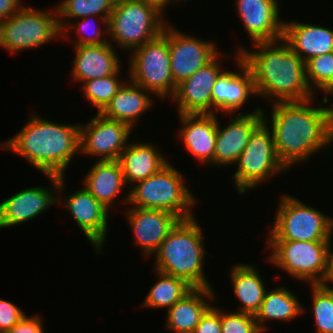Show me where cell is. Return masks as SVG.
I'll return each mask as SVG.
<instances>
[{
  "label": "cell",
  "mask_w": 333,
  "mask_h": 333,
  "mask_svg": "<svg viewBox=\"0 0 333 333\" xmlns=\"http://www.w3.org/2000/svg\"><path fill=\"white\" fill-rule=\"evenodd\" d=\"M312 101L276 102L271 106L275 149L288 170L333 142V103L314 107Z\"/></svg>",
  "instance_id": "1"
},
{
  "label": "cell",
  "mask_w": 333,
  "mask_h": 333,
  "mask_svg": "<svg viewBox=\"0 0 333 333\" xmlns=\"http://www.w3.org/2000/svg\"><path fill=\"white\" fill-rule=\"evenodd\" d=\"M253 44L257 51L241 46L237 53L252 72L257 96L268 97L272 103L314 99L306 79L305 62L283 38Z\"/></svg>",
  "instance_id": "2"
},
{
  "label": "cell",
  "mask_w": 333,
  "mask_h": 333,
  "mask_svg": "<svg viewBox=\"0 0 333 333\" xmlns=\"http://www.w3.org/2000/svg\"><path fill=\"white\" fill-rule=\"evenodd\" d=\"M25 126L2 144L45 175L65 176L71 159L80 152L79 124H59L31 115Z\"/></svg>",
  "instance_id": "3"
},
{
  "label": "cell",
  "mask_w": 333,
  "mask_h": 333,
  "mask_svg": "<svg viewBox=\"0 0 333 333\" xmlns=\"http://www.w3.org/2000/svg\"><path fill=\"white\" fill-rule=\"evenodd\" d=\"M199 225L195 217L179 220L154 253V269L181 278L193 288H212L202 268L206 250Z\"/></svg>",
  "instance_id": "4"
},
{
  "label": "cell",
  "mask_w": 333,
  "mask_h": 333,
  "mask_svg": "<svg viewBox=\"0 0 333 333\" xmlns=\"http://www.w3.org/2000/svg\"><path fill=\"white\" fill-rule=\"evenodd\" d=\"M184 179V175L168 162L157 173L135 183L123 201L132 207L168 211L180 220L194 217L191 210L197 200Z\"/></svg>",
  "instance_id": "5"
},
{
  "label": "cell",
  "mask_w": 333,
  "mask_h": 333,
  "mask_svg": "<svg viewBox=\"0 0 333 333\" xmlns=\"http://www.w3.org/2000/svg\"><path fill=\"white\" fill-rule=\"evenodd\" d=\"M163 13L141 0H116L108 20V33L116 47L134 50L163 33Z\"/></svg>",
  "instance_id": "6"
},
{
  "label": "cell",
  "mask_w": 333,
  "mask_h": 333,
  "mask_svg": "<svg viewBox=\"0 0 333 333\" xmlns=\"http://www.w3.org/2000/svg\"><path fill=\"white\" fill-rule=\"evenodd\" d=\"M130 52L128 78L154 96L172 98L177 85L170 68L168 24L158 37Z\"/></svg>",
  "instance_id": "7"
},
{
  "label": "cell",
  "mask_w": 333,
  "mask_h": 333,
  "mask_svg": "<svg viewBox=\"0 0 333 333\" xmlns=\"http://www.w3.org/2000/svg\"><path fill=\"white\" fill-rule=\"evenodd\" d=\"M269 241H329L333 218L299 199L282 195Z\"/></svg>",
  "instance_id": "8"
},
{
  "label": "cell",
  "mask_w": 333,
  "mask_h": 333,
  "mask_svg": "<svg viewBox=\"0 0 333 333\" xmlns=\"http://www.w3.org/2000/svg\"><path fill=\"white\" fill-rule=\"evenodd\" d=\"M267 116L253 131L248 144L236 162L237 171L232 179L237 191L244 194L247 190L256 188L259 183H265L271 176L287 172L277 156L271 128L267 125ZM271 130V131H270Z\"/></svg>",
  "instance_id": "9"
},
{
  "label": "cell",
  "mask_w": 333,
  "mask_h": 333,
  "mask_svg": "<svg viewBox=\"0 0 333 333\" xmlns=\"http://www.w3.org/2000/svg\"><path fill=\"white\" fill-rule=\"evenodd\" d=\"M61 34L56 6L50 12L24 5L0 22V46L10 53L43 46Z\"/></svg>",
  "instance_id": "10"
},
{
  "label": "cell",
  "mask_w": 333,
  "mask_h": 333,
  "mask_svg": "<svg viewBox=\"0 0 333 333\" xmlns=\"http://www.w3.org/2000/svg\"><path fill=\"white\" fill-rule=\"evenodd\" d=\"M268 260L294 279L321 284L326 269L329 241H267Z\"/></svg>",
  "instance_id": "11"
},
{
  "label": "cell",
  "mask_w": 333,
  "mask_h": 333,
  "mask_svg": "<svg viewBox=\"0 0 333 333\" xmlns=\"http://www.w3.org/2000/svg\"><path fill=\"white\" fill-rule=\"evenodd\" d=\"M80 128V152L90 157L99 156L100 161L119 160L128 145L132 129L128 124L104 117L96 113L88 123Z\"/></svg>",
  "instance_id": "12"
},
{
  "label": "cell",
  "mask_w": 333,
  "mask_h": 333,
  "mask_svg": "<svg viewBox=\"0 0 333 333\" xmlns=\"http://www.w3.org/2000/svg\"><path fill=\"white\" fill-rule=\"evenodd\" d=\"M45 176L51 180L53 191L48 187H30L15 193L0 203V229L34 219L51 205L58 203V196L55 194H63V190L66 191L63 189L65 176Z\"/></svg>",
  "instance_id": "13"
},
{
  "label": "cell",
  "mask_w": 333,
  "mask_h": 333,
  "mask_svg": "<svg viewBox=\"0 0 333 333\" xmlns=\"http://www.w3.org/2000/svg\"><path fill=\"white\" fill-rule=\"evenodd\" d=\"M170 68L176 85L211 62L220 52L211 41L201 40L168 25Z\"/></svg>",
  "instance_id": "14"
},
{
  "label": "cell",
  "mask_w": 333,
  "mask_h": 333,
  "mask_svg": "<svg viewBox=\"0 0 333 333\" xmlns=\"http://www.w3.org/2000/svg\"><path fill=\"white\" fill-rule=\"evenodd\" d=\"M219 57L221 53L177 85L171 99L176 102L178 114H212L213 86L223 71Z\"/></svg>",
  "instance_id": "15"
},
{
  "label": "cell",
  "mask_w": 333,
  "mask_h": 333,
  "mask_svg": "<svg viewBox=\"0 0 333 333\" xmlns=\"http://www.w3.org/2000/svg\"><path fill=\"white\" fill-rule=\"evenodd\" d=\"M264 114V110L260 108L250 113L230 114L234 115V119L222 129L218 121L213 165H236L253 131L264 121Z\"/></svg>",
  "instance_id": "16"
},
{
  "label": "cell",
  "mask_w": 333,
  "mask_h": 333,
  "mask_svg": "<svg viewBox=\"0 0 333 333\" xmlns=\"http://www.w3.org/2000/svg\"><path fill=\"white\" fill-rule=\"evenodd\" d=\"M58 202L66 205L73 219L84 233L87 240L95 246V253H100L104 247L108 231V212L85 187L75 191L73 194Z\"/></svg>",
  "instance_id": "17"
},
{
  "label": "cell",
  "mask_w": 333,
  "mask_h": 333,
  "mask_svg": "<svg viewBox=\"0 0 333 333\" xmlns=\"http://www.w3.org/2000/svg\"><path fill=\"white\" fill-rule=\"evenodd\" d=\"M236 12L252 43L283 38L284 21L279 19L278 0H237Z\"/></svg>",
  "instance_id": "18"
},
{
  "label": "cell",
  "mask_w": 333,
  "mask_h": 333,
  "mask_svg": "<svg viewBox=\"0 0 333 333\" xmlns=\"http://www.w3.org/2000/svg\"><path fill=\"white\" fill-rule=\"evenodd\" d=\"M236 57L233 58L241 70L239 72L222 71L213 86L212 114H216L218 111L234 114L235 110H239L247 103L250 95H257L252 72L239 53Z\"/></svg>",
  "instance_id": "19"
},
{
  "label": "cell",
  "mask_w": 333,
  "mask_h": 333,
  "mask_svg": "<svg viewBox=\"0 0 333 333\" xmlns=\"http://www.w3.org/2000/svg\"><path fill=\"white\" fill-rule=\"evenodd\" d=\"M127 220L145 256L154 254L171 229L180 220L176 215L159 209L129 208L125 211Z\"/></svg>",
  "instance_id": "20"
},
{
  "label": "cell",
  "mask_w": 333,
  "mask_h": 333,
  "mask_svg": "<svg viewBox=\"0 0 333 333\" xmlns=\"http://www.w3.org/2000/svg\"><path fill=\"white\" fill-rule=\"evenodd\" d=\"M178 133L185 148L200 163L213 164L218 117L216 114H179Z\"/></svg>",
  "instance_id": "21"
},
{
  "label": "cell",
  "mask_w": 333,
  "mask_h": 333,
  "mask_svg": "<svg viewBox=\"0 0 333 333\" xmlns=\"http://www.w3.org/2000/svg\"><path fill=\"white\" fill-rule=\"evenodd\" d=\"M75 57L71 76L81 83L107 77L120 70L121 63L113 44L74 46Z\"/></svg>",
  "instance_id": "22"
},
{
  "label": "cell",
  "mask_w": 333,
  "mask_h": 333,
  "mask_svg": "<svg viewBox=\"0 0 333 333\" xmlns=\"http://www.w3.org/2000/svg\"><path fill=\"white\" fill-rule=\"evenodd\" d=\"M283 39L304 62L333 52V30L324 26L296 21L284 22Z\"/></svg>",
  "instance_id": "23"
},
{
  "label": "cell",
  "mask_w": 333,
  "mask_h": 333,
  "mask_svg": "<svg viewBox=\"0 0 333 333\" xmlns=\"http://www.w3.org/2000/svg\"><path fill=\"white\" fill-rule=\"evenodd\" d=\"M214 299L212 288H192L167 310L165 325L172 333H192Z\"/></svg>",
  "instance_id": "24"
},
{
  "label": "cell",
  "mask_w": 333,
  "mask_h": 333,
  "mask_svg": "<svg viewBox=\"0 0 333 333\" xmlns=\"http://www.w3.org/2000/svg\"><path fill=\"white\" fill-rule=\"evenodd\" d=\"M146 92L149 93L128 78L101 114L108 119L128 124L133 129L139 116L153 105L154 99Z\"/></svg>",
  "instance_id": "25"
},
{
  "label": "cell",
  "mask_w": 333,
  "mask_h": 333,
  "mask_svg": "<svg viewBox=\"0 0 333 333\" xmlns=\"http://www.w3.org/2000/svg\"><path fill=\"white\" fill-rule=\"evenodd\" d=\"M125 183L135 184L163 168L168 160L150 142L129 143L119 158Z\"/></svg>",
  "instance_id": "26"
},
{
  "label": "cell",
  "mask_w": 333,
  "mask_h": 333,
  "mask_svg": "<svg viewBox=\"0 0 333 333\" xmlns=\"http://www.w3.org/2000/svg\"><path fill=\"white\" fill-rule=\"evenodd\" d=\"M84 187L107 209L126 187L119 160L96 161L83 181Z\"/></svg>",
  "instance_id": "27"
},
{
  "label": "cell",
  "mask_w": 333,
  "mask_h": 333,
  "mask_svg": "<svg viewBox=\"0 0 333 333\" xmlns=\"http://www.w3.org/2000/svg\"><path fill=\"white\" fill-rule=\"evenodd\" d=\"M256 269L253 265L237 263L230 272L233 291L241 301L240 310L237 312L254 316L259 311L266 292L264 282Z\"/></svg>",
  "instance_id": "28"
},
{
  "label": "cell",
  "mask_w": 333,
  "mask_h": 333,
  "mask_svg": "<svg viewBox=\"0 0 333 333\" xmlns=\"http://www.w3.org/2000/svg\"><path fill=\"white\" fill-rule=\"evenodd\" d=\"M303 305L294 293L286 287H277L265 292L264 300L255 320L262 332L267 330V320L291 321L304 313Z\"/></svg>",
  "instance_id": "29"
},
{
  "label": "cell",
  "mask_w": 333,
  "mask_h": 333,
  "mask_svg": "<svg viewBox=\"0 0 333 333\" xmlns=\"http://www.w3.org/2000/svg\"><path fill=\"white\" fill-rule=\"evenodd\" d=\"M115 2L116 0H62L56 7L59 27L62 30L72 18L77 20V18L96 16L102 20L104 26L106 25L105 32L108 33V20Z\"/></svg>",
  "instance_id": "30"
},
{
  "label": "cell",
  "mask_w": 333,
  "mask_h": 333,
  "mask_svg": "<svg viewBox=\"0 0 333 333\" xmlns=\"http://www.w3.org/2000/svg\"><path fill=\"white\" fill-rule=\"evenodd\" d=\"M155 272L158 275V281L148 291L143 306L153 309L164 307L168 310L193 288L181 278L159 271Z\"/></svg>",
  "instance_id": "31"
},
{
  "label": "cell",
  "mask_w": 333,
  "mask_h": 333,
  "mask_svg": "<svg viewBox=\"0 0 333 333\" xmlns=\"http://www.w3.org/2000/svg\"><path fill=\"white\" fill-rule=\"evenodd\" d=\"M306 79L315 93L323 91V104L329 102L328 95H333V52L315 56L305 62Z\"/></svg>",
  "instance_id": "32"
},
{
  "label": "cell",
  "mask_w": 333,
  "mask_h": 333,
  "mask_svg": "<svg viewBox=\"0 0 333 333\" xmlns=\"http://www.w3.org/2000/svg\"><path fill=\"white\" fill-rule=\"evenodd\" d=\"M120 72L121 71L119 70L113 75L96 78L82 83V91L84 95H86V99L90 101L91 105L98 109L97 113H101L105 109L120 87L124 84V82H121V80L118 79Z\"/></svg>",
  "instance_id": "33"
},
{
  "label": "cell",
  "mask_w": 333,
  "mask_h": 333,
  "mask_svg": "<svg viewBox=\"0 0 333 333\" xmlns=\"http://www.w3.org/2000/svg\"><path fill=\"white\" fill-rule=\"evenodd\" d=\"M312 286V308L316 333H333V287L322 284Z\"/></svg>",
  "instance_id": "34"
},
{
  "label": "cell",
  "mask_w": 333,
  "mask_h": 333,
  "mask_svg": "<svg viewBox=\"0 0 333 333\" xmlns=\"http://www.w3.org/2000/svg\"><path fill=\"white\" fill-rule=\"evenodd\" d=\"M221 333H263L255 316L242 312L221 310Z\"/></svg>",
  "instance_id": "35"
},
{
  "label": "cell",
  "mask_w": 333,
  "mask_h": 333,
  "mask_svg": "<svg viewBox=\"0 0 333 333\" xmlns=\"http://www.w3.org/2000/svg\"><path fill=\"white\" fill-rule=\"evenodd\" d=\"M90 18H91V20H90ZM82 19V20H81ZM79 20V21H78ZM92 20H93V17L92 16H87V17H84V18H80V19H77V21H74L73 23H72V21L71 22H69L62 30H61V33H63V34H61V35H64L65 36V39H67L68 40V38H71V37H69L68 35H66V34H68V30L69 29H73V30H75L76 31V34L78 33V35L80 34V36H79V38H77L76 40H75V43H74V46H82V45H99V44H106V43H108L109 41L107 40V39H102V37L104 36L103 35V31H104V29L103 30H101V29H99V27L98 28H96V30L95 29H93L94 27H93V25L94 24H91V22H92ZM92 23H94V21L92 22ZM91 25V26H90ZM89 26V27H88ZM87 28H89L90 30L91 29H93V31L94 32H92L91 34L90 33H88V35L86 34V33H84L85 31L86 32H88L86 29ZM92 31V30H91ZM84 34H86L85 36H84ZM66 36L68 37V38H66ZM101 37V38H100Z\"/></svg>",
  "instance_id": "36"
},
{
  "label": "cell",
  "mask_w": 333,
  "mask_h": 333,
  "mask_svg": "<svg viewBox=\"0 0 333 333\" xmlns=\"http://www.w3.org/2000/svg\"><path fill=\"white\" fill-rule=\"evenodd\" d=\"M24 316V312L17 305L0 299V333L13 328Z\"/></svg>",
  "instance_id": "37"
},
{
  "label": "cell",
  "mask_w": 333,
  "mask_h": 333,
  "mask_svg": "<svg viewBox=\"0 0 333 333\" xmlns=\"http://www.w3.org/2000/svg\"><path fill=\"white\" fill-rule=\"evenodd\" d=\"M192 333H221V310L211 306Z\"/></svg>",
  "instance_id": "38"
},
{
  "label": "cell",
  "mask_w": 333,
  "mask_h": 333,
  "mask_svg": "<svg viewBox=\"0 0 333 333\" xmlns=\"http://www.w3.org/2000/svg\"><path fill=\"white\" fill-rule=\"evenodd\" d=\"M42 318L38 315L25 316L11 329L2 333H44Z\"/></svg>",
  "instance_id": "39"
},
{
  "label": "cell",
  "mask_w": 333,
  "mask_h": 333,
  "mask_svg": "<svg viewBox=\"0 0 333 333\" xmlns=\"http://www.w3.org/2000/svg\"><path fill=\"white\" fill-rule=\"evenodd\" d=\"M21 0H0V22L15 14L23 4Z\"/></svg>",
  "instance_id": "40"
},
{
  "label": "cell",
  "mask_w": 333,
  "mask_h": 333,
  "mask_svg": "<svg viewBox=\"0 0 333 333\" xmlns=\"http://www.w3.org/2000/svg\"><path fill=\"white\" fill-rule=\"evenodd\" d=\"M331 239L332 236H330L329 244L326 250V269L323 282L321 283L325 286H330L329 283L333 284V253L331 251Z\"/></svg>",
  "instance_id": "41"
},
{
  "label": "cell",
  "mask_w": 333,
  "mask_h": 333,
  "mask_svg": "<svg viewBox=\"0 0 333 333\" xmlns=\"http://www.w3.org/2000/svg\"><path fill=\"white\" fill-rule=\"evenodd\" d=\"M145 3L156 7L160 12H164L167 5H169L173 0H141ZM177 2V0H174ZM178 1H188V0H178Z\"/></svg>",
  "instance_id": "42"
}]
</instances>
